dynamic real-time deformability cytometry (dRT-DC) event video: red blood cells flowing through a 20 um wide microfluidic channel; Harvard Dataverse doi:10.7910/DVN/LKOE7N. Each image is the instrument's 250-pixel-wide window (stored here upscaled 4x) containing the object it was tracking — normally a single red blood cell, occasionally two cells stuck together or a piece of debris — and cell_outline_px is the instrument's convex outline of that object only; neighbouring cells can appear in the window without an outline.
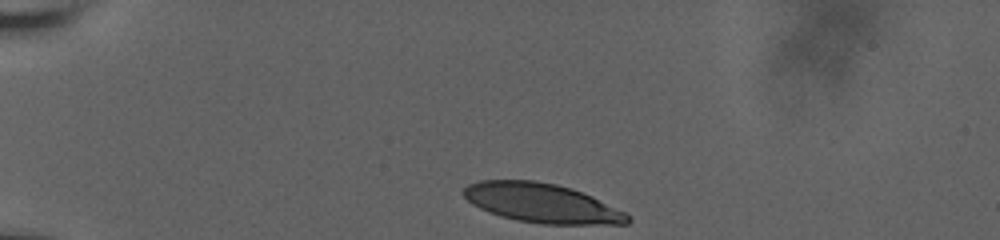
{"species": "human", "species_latin": "Homo sapiens", "temperature_condition": "room temperature", "stored_images_in_passage": 9, "camera_frame_rate_fps": 3000, "um_per_image_px": 0.085, "donor": {"sex": "male"}, "frame": {"image": 1, "passage_image": 1, "time_ms": 0.0, "image_size_px": [1000, 240], "cell_outline_px": [[632, 220], [628, 224], [540, 224], [516, 220], [500, 216], [488, 212], [472, 204], [460, 192], [468, 184], [480, 180], [532, 180], [556, 184], [572, 188], [592, 196], [632, 216]], "centroid_in_image_um": [46.04, 17.26], "position_along_channel_um": 39.0, "area_um2": 37.69}}
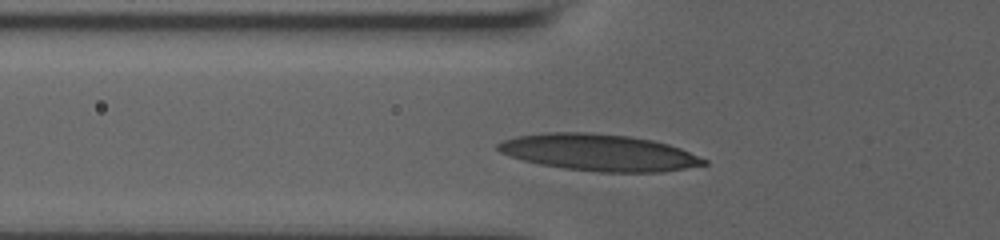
{"frame": {"image": 2, "passage_image": 8, "time_ms": 2.333, "image_size_px": [1000, 240], "cell_outline_px": [[708, 164], [660, 172], [596, 172], [564, 168], [540, 164], [524, 160], [500, 152], [496, 148], [496, 144], [504, 140], [516, 136], [544, 132], [588, 132], [628, 136], [652, 140], [668, 144], [680, 148], [708, 160]], "centroid_in_image_um": [50.9, 12.96], "position_along_channel_um": 74.9, "area_um2": 43.87}}